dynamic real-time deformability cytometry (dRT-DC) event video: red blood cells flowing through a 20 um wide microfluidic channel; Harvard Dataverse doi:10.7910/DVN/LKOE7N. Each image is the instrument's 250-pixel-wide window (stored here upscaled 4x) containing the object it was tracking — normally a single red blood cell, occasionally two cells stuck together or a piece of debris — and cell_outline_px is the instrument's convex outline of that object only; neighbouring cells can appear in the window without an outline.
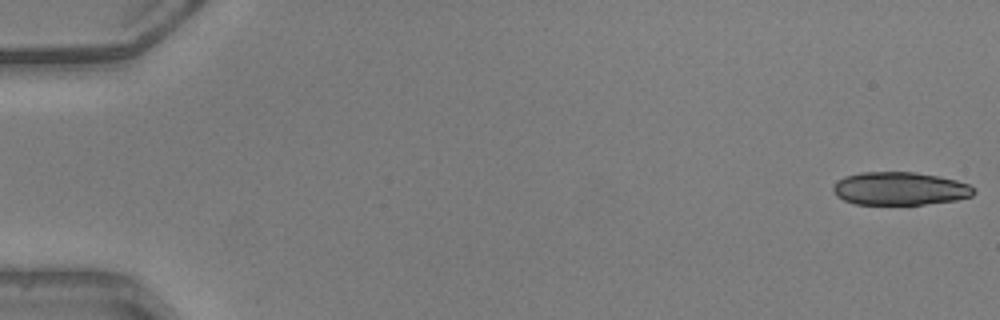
{"species": "common noctule bat (a hibernating species)", "species_latin": "Nyctalus noctula", "temperature_condition": "warm", "stored_images_in_passage": 18, "camera_frame_rate_fps": 3000, "um_per_image_px": 0.085, "animal": {"sex": "male", "body_mass_g": 20.5, "forearm_length_mm": 52.5}, "frame": {"image": 1, "passage_image": 1, "time_ms": 0.0, "image_size_px": [1000, 320], "cell_outline_px": [[976, 192], [972, 196], [956, 200], [924, 204], [856, 204], [844, 200], [836, 196], [832, 188], [832, 184], [836, 180], [844, 176], [860, 172], [912, 172], [936, 176], [956, 180], [968, 184]], "centroid_in_image_um": [76.43, 16.03], "position_along_channel_um": 8.6, "area_um2": 27.11}}
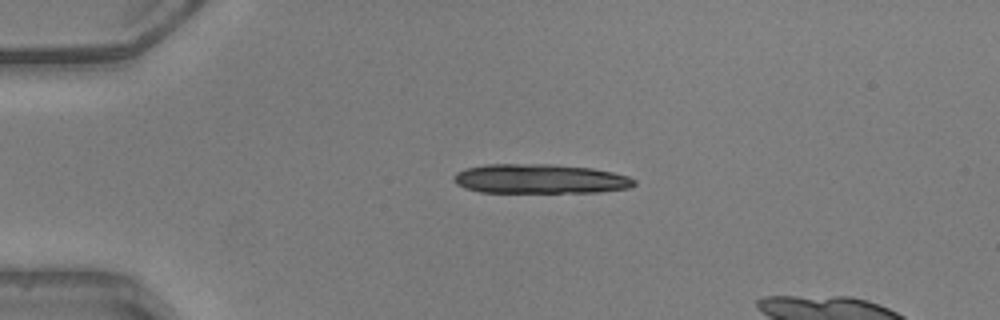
{"frame": {"image": 2, "passage_image": 12, "time_ms": 3.667, "image_size_px": [1000, 320], "cell_outline_px": [[636, 184], [632, 188], [596, 192], [480, 192], [464, 188], [456, 184], [452, 180], [452, 176], [456, 172], [464, 168], [484, 164], [552, 164], [592, 168], [612, 172], [628, 176], [636, 180]], "centroid_in_image_um": [45.87, 15.2], "position_along_channel_um": 39.1, "area_um2": 31.33}}